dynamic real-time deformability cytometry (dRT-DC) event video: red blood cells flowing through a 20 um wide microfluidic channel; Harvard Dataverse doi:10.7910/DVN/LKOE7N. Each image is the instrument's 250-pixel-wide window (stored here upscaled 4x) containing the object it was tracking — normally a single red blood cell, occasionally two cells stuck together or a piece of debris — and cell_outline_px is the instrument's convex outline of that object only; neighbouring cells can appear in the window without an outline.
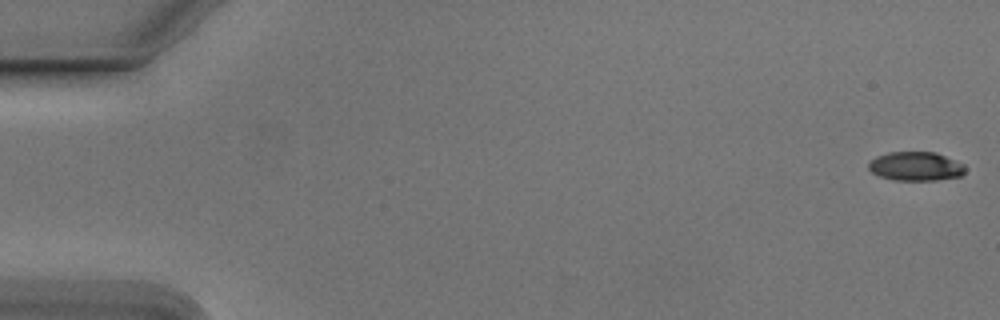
{"species": "Egyptian fruit bat (a non-hibernating species)", "species_latin": "Rousettus aegyptiacus", "temperature_condition": "cold", "stored_images_in_passage": 54, "camera_frame_rate_fps": 3000, "um_per_image_px": 0.085, "animal": {"sex": "male"}, "frame": {"image": 1, "passage_image": 1, "time_ms": 0.0, "image_size_px": [1000, 320], "cell_outline_px": [[964, 172], [960, 176], [936, 180], [892, 180], [880, 176], [872, 172], [868, 168], [868, 160], [876, 156], [888, 152], [936, 152], [964, 164]], "centroid_in_image_um": [77.79, 14.13], "position_along_channel_um": 7.2, "area_um2": 16.36}}
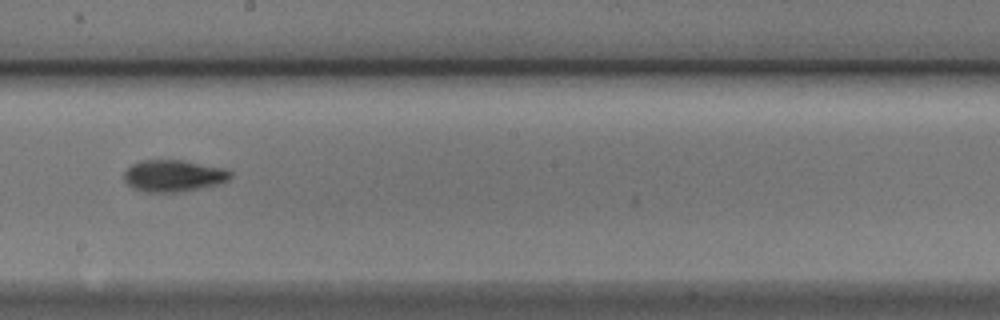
{"frame": {"image": 2, "passage_image": 31, "time_ms": 10.0, "image_size_px": [1000, 320], "cell_outline_px": [[232, 176], [228, 180], [216, 184], [200, 188], [180, 192], [144, 192], [132, 188], [124, 180], [124, 172], [132, 164], [140, 160], [184, 160], [224, 168], [232, 172]], "centroid_in_image_um": [14.73, 14.94], "position_along_channel_um": 233.5, "area_um2": 19.77}}
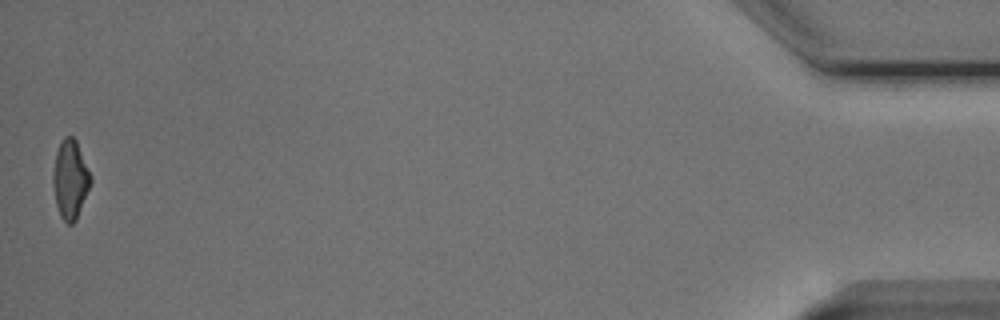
{"frame": {"image": 3, "passage_image": 54, "time_ms": 17.667, "image_size_px": [1000, 320], "cell_outline_px": [[92, 180], [76, 220], [72, 224], [68, 224], [60, 216], [56, 204], [52, 184], [52, 176], [56, 152], [64, 136], [72, 136], [76, 140], [92, 176]], "centroid_in_image_um": [5.97, 15.25], "position_along_channel_um": 429.2, "area_um2": 17.22}, "authors_computed_cell_mechanics": {"area_um2": 18.0914, "velocity_mm_per_s": 3.7926, "shape_relaxation_time_tau1_ms": 2.8788, "shape_relaxation_time_tau2_ms": 2.7864, "deformation_change_tau1": 0.1476, "deformation_change_tau2": 0.0972}}